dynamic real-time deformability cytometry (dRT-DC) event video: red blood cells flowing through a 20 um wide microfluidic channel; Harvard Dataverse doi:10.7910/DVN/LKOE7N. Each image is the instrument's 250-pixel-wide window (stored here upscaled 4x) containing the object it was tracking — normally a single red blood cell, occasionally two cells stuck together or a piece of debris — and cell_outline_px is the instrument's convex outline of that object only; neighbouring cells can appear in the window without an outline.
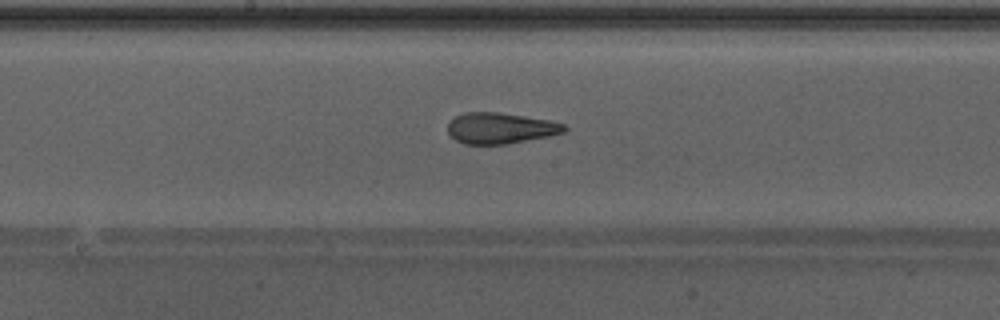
{"species": "Egyptian fruit bat (a non-hibernating species)", "species_latin": "Rousettus aegyptiacus", "temperature_condition": "warm", "stored_images_in_passage": 39, "camera_frame_rate_fps": 3000, "um_per_image_px": 0.085, "animal": {"sex": "male"}, "frame": {"image": 1, "passage_image": 17, "time_ms": 5.333, "image_size_px": [1000, 320], "cell_outline_px": [[568, 128], [564, 132], [548, 136], [504, 144], [464, 144], [456, 140], [448, 132], [448, 124], [456, 116], [464, 112], [496, 112], [524, 116], [548, 120], [564, 124]], "centroid_in_image_um": [42.52, 10.89], "position_along_channel_um": 205.7, "area_um2": 20.75}, "authors_computed_cell_mechanics": {"area_um2": 22.3108, "velocity_mm_per_s": 4.3149, "shape_relaxation_time_tau1_ms": null, "shape_relaxation_time_tau2_ms": 1.6435, "deformation_change_tau1": null, "deformation_change_tau2": 0.115}}